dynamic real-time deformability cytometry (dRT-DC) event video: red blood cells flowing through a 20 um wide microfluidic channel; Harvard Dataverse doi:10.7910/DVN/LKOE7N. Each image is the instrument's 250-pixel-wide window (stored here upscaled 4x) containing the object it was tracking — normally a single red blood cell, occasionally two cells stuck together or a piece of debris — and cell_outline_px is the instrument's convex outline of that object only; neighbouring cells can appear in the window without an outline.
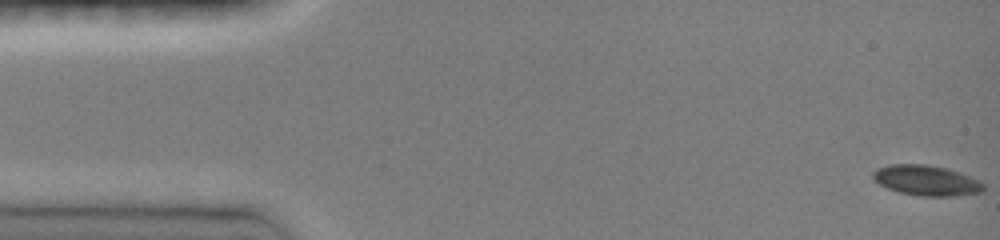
{"species": "common noctule bat (a hibernating species)", "species_latin": "Nyctalus noctula", "temperature_condition": "room temperature", "stored_images_in_passage": 47, "camera_frame_rate_fps": 3000, "um_per_image_px": 0.085, "animal": {"sex": "female", "body_mass_g": 19.0, "forearm_length_mm": 51.5}, "frame": {"image": 1, "passage_image": 1, "time_ms": 0.0, "image_size_px": [1000, 240], "cell_outline_px": [[984, 192], [952, 196], [920, 196], [900, 192], [888, 188], [880, 184], [872, 176], [872, 172], [876, 168], [892, 164], [928, 164], [948, 168], [960, 172], [980, 180], [984, 184]], "centroid_in_image_um": [78.78, 15.33], "position_along_channel_um": 6.2, "area_um2": 19.65}}
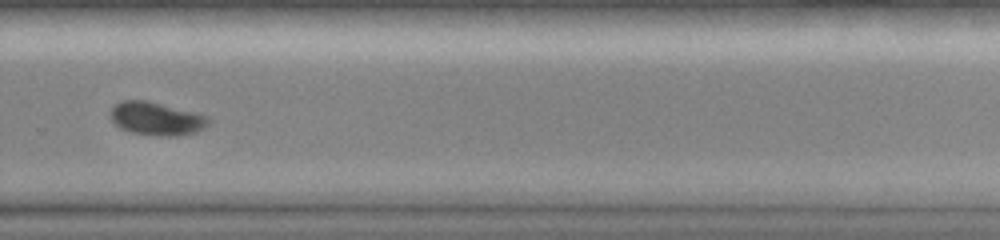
{"frame": {"image": 2, "passage_image": 33, "time_ms": 10.667, "image_size_px": [1000, 240], "cell_outline_px": [[208, 124], [204, 128], [196, 132], [172, 136], [160, 136], [132, 132], [120, 128], [112, 120], [112, 108], [116, 104], [124, 100], [148, 100], [208, 116]], "centroid_in_image_um": [13.3, 10.08], "position_along_channel_um": 316.5, "area_um2": 18.61}}
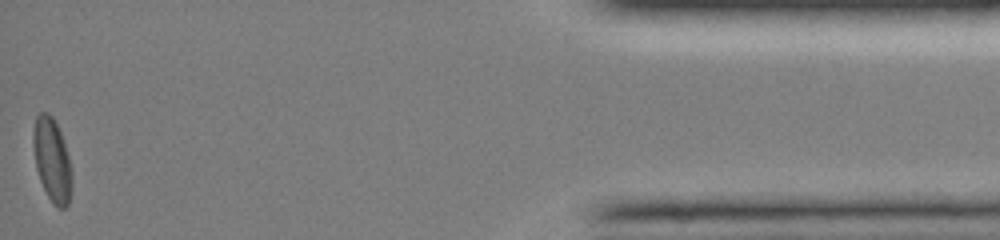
{"frame": {"image": 3, "passage_image": 47, "time_ms": 15.333, "image_size_px": [1000, 240], "cell_outline_px": [[72, 188], [68, 204], [64, 208], [60, 208], [52, 204], [40, 180], [36, 168], [32, 144], [32, 132], [36, 116], [40, 112], [48, 112], [52, 116], [60, 132], [68, 156], [72, 172]], "centroid_in_image_um": [4.41, 13.6], "position_along_channel_um": 430.8, "area_um2": 18.84}, "authors_computed_cell_mechanics": {"area_um2": 18.9584, "velocity_mm_per_s": 4.0951, "shape_relaxation_time_tau1_ms": 3.4297, "shape_relaxation_time_tau2_ms": null, "deformation_change_tau1": 0.1031, "deformation_change_tau2": null}}